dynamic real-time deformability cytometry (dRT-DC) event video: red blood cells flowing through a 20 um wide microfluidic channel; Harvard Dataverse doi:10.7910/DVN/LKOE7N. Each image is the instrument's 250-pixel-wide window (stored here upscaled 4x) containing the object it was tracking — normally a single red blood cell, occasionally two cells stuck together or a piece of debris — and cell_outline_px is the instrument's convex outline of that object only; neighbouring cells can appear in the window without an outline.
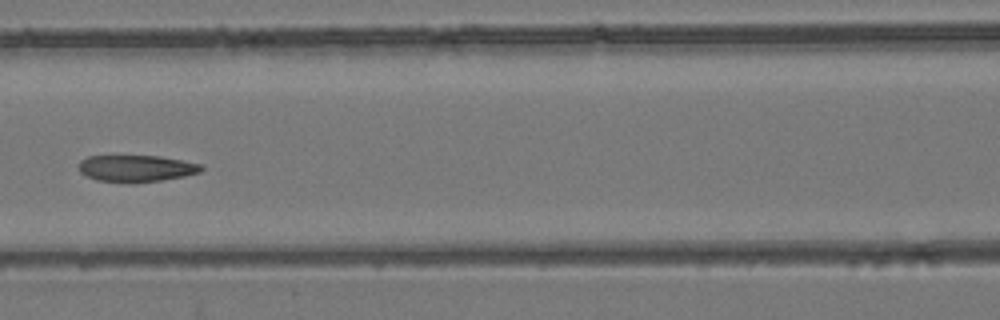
{"species": "common noctule bat (a hibernating species)", "species_latin": "Nyctalus noctula", "temperature_condition": "room temperature", "stored_images_in_passage": 5, "camera_frame_rate_fps": 3000, "um_per_image_px": 0.085, "animal": {"sex": "female", "body_mass_g": 24.6, "forearm_length_mm": 56.2}, "frame": {"image": 1, "passage_image": 5, "time_ms": 5.333, "image_size_px": [1000, 320], "cell_outline_px": [[204, 168], [200, 172], [184, 176], [160, 180], [128, 184], [96, 180], [80, 172], [80, 160], [88, 156], [160, 156], [204, 164]], "centroid_in_image_um": [11.61, 14.32], "position_along_channel_um": 155.0, "area_um2": 19.25}}